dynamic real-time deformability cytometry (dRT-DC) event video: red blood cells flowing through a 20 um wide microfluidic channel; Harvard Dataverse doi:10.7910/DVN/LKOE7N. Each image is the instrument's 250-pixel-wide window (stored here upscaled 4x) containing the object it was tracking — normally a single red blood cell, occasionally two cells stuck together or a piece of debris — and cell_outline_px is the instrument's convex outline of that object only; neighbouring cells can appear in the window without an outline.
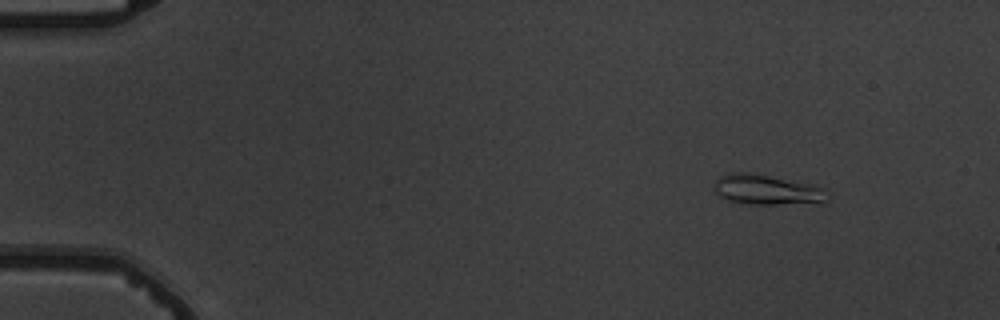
{"species": "common noctule bat (a hibernating species)", "species_latin": "Nyctalus noctula", "temperature_condition": "warm", "stored_images_in_passage": 5, "camera_frame_rate_fps": 3000, "um_per_image_px": 0.085, "animal": {"sex": "male", "body_mass_g": 19.5, "forearm_length_mm": 54.6}, "frame": {"image": 1, "passage_image": 2, "time_ms": 1.0, "image_size_px": [1000, 320], "cell_outline_px": [[832, 196], [828, 204], [748, 204], [728, 200], [720, 196], [712, 188], [716, 180], [720, 176], [728, 172], [744, 172], [768, 176], [812, 184], [828, 188]], "centroid_in_image_um": [65.34, 16.16], "position_along_channel_um": 19.7, "area_um2": 20.58}}